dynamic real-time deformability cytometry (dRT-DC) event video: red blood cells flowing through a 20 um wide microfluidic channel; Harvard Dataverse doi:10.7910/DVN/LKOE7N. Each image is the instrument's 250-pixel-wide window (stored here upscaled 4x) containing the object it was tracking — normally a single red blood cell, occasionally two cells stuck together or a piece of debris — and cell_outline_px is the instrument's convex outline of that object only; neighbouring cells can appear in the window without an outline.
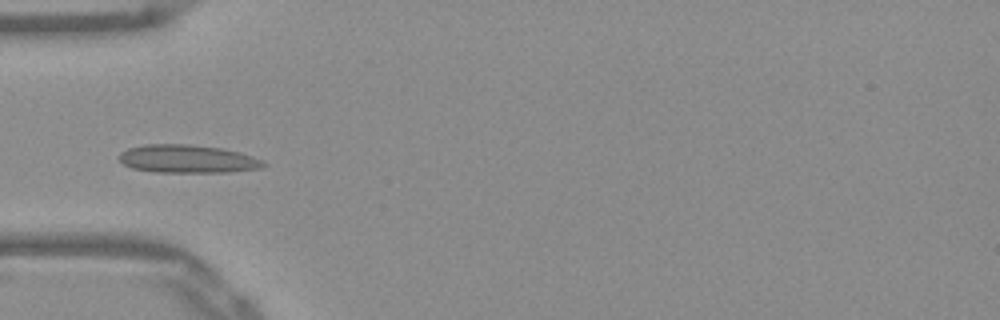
{"species": "Egyptian fruit bat (a non-hibernating species)", "species_latin": "Rousettus aegyptiacus", "temperature_condition": "warm", "stored_images_in_passage": 36, "camera_frame_rate_fps": 3000, "um_per_image_px": 0.085, "frame": {"image": 1, "passage_image": 1, "time_ms": 0.0, "image_size_px": [1000, 320], "cell_outline_px": [[268, 164], [264, 168], [232, 172], [156, 172], [132, 168], [124, 164], [120, 160], [120, 152], [128, 148], [144, 144], [184, 144], [220, 148], [240, 152], [252, 156]], "centroid_in_image_um": [15.96, 13.51], "position_along_channel_um": 69.0, "area_um2": 23.64}}
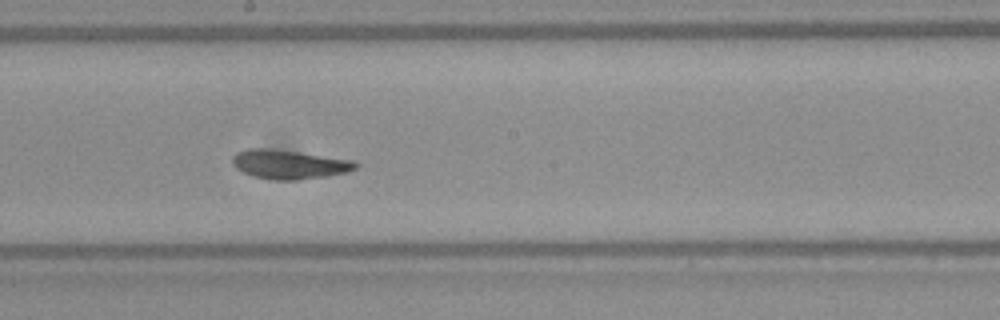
{"frame": {"image": 2, "passage_image": 13, "time_ms": 4.0, "image_size_px": [1000, 320], "cell_outline_px": [[360, 164], [356, 168], [348, 172], [328, 176], [296, 180], [272, 180], [252, 176], [236, 168], [232, 164], [232, 156], [236, 152], [248, 148], [264, 148], [296, 152], [356, 160]], "centroid_in_image_um": [24.59, 13.98], "position_along_channel_um": 223.6, "area_um2": 20.98}}
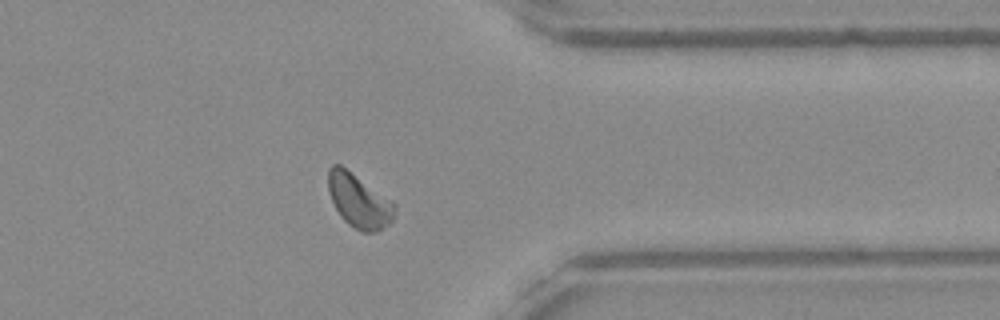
{"frame": {"image": 3, "passage_image": 26, "time_ms": 8.333, "image_size_px": [1000, 320], "cell_outline_px": [[396, 208], [392, 220], [388, 224], [376, 232], [360, 232], [348, 224], [340, 216], [328, 192], [328, 168], [332, 164], [340, 164], [396, 204]], "centroid_in_image_um": [30.49, 17.08], "position_along_channel_um": 380.9, "area_um2": 20.63}}